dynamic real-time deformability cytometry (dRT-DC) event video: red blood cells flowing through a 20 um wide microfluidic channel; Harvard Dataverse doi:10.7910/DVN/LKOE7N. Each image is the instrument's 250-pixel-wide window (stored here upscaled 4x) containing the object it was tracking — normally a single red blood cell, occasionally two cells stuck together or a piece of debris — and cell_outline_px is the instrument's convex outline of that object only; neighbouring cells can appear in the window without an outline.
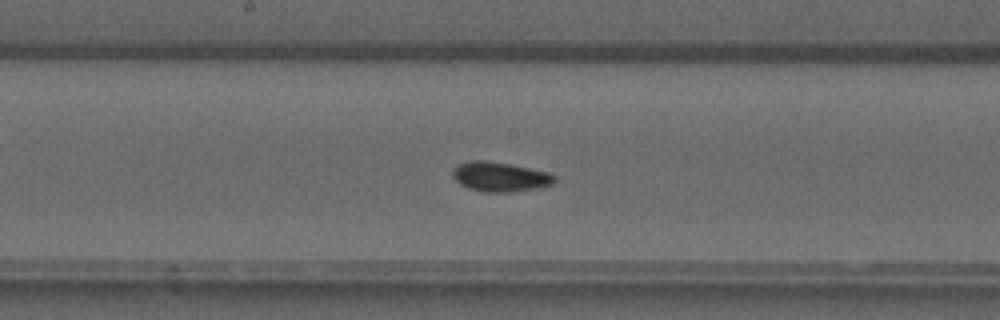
{"species": "common noctule bat (a hibernating species)", "species_latin": "Nyctalus noctula", "temperature_condition": "warm", "stored_images_in_passage": 50, "camera_frame_rate_fps": 3000, "um_per_image_px": 0.085, "animal": {"sex": "male", "forearm_length_mm": 52.5}, "frame": {"image": 1, "passage_image": 26, "time_ms": 8.333, "image_size_px": [1000, 320], "cell_outline_px": [[556, 180], [552, 184], [540, 188], [512, 192], [484, 192], [468, 188], [460, 184], [452, 176], [452, 172], [456, 164], [472, 160], [484, 160], [512, 164], [548, 172], [556, 176]], "centroid_in_image_um": [42.51, 15.02], "position_along_channel_um": 205.7, "area_um2": 17.8}}
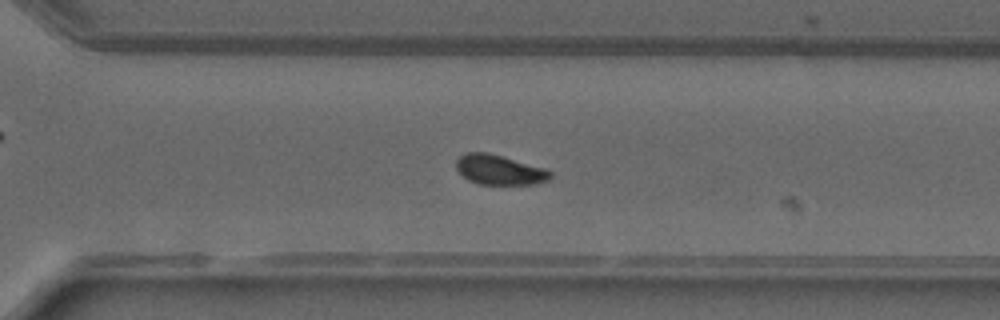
{"frame": {"image": 2, "passage_image": 35, "time_ms": 11.333, "image_size_px": [1000, 320], "cell_outline_px": [[552, 176], [548, 180], [536, 184], [480, 184], [468, 180], [456, 168], [456, 160], [464, 152], [488, 152], [504, 156], [544, 168], [552, 172]], "centroid_in_image_um": [42.45, 14.42], "position_along_channel_um": 328.2, "area_um2": 16.42}}
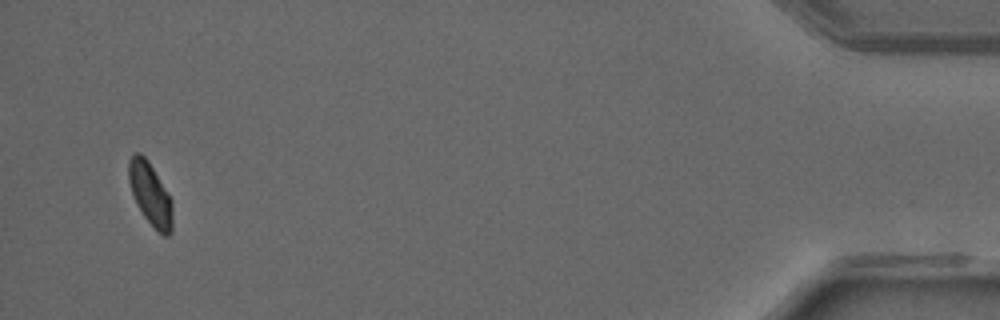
{"frame": {"image": 3, "passage_image": 48, "time_ms": 15.667, "image_size_px": [1000, 320], "cell_outline_px": [[172, 232], [168, 236], [164, 236], [144, 216], [136, 204], [128, 180], [128, 160], [132, 152], [140, 152], [148, 160], [168, 192], [172, 200]], "centroid_in_image_um": [12.76, 16.44], "position_along_channel_um": 422.4, "area_um2": 16.07}}